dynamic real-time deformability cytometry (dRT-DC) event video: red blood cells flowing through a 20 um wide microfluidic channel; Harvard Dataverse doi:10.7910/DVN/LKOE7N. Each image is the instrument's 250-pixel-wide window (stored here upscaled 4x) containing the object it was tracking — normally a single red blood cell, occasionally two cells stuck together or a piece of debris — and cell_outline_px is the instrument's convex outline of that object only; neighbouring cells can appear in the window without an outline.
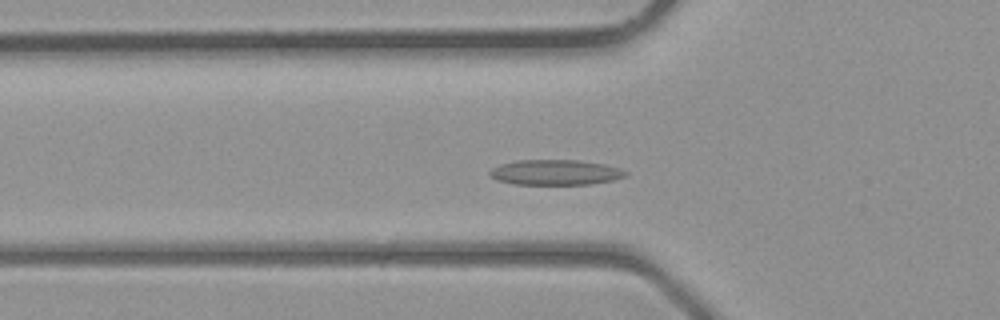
{"species": "common noctule bat (a hibernating species)", "species_latin": "Nyctalus noctula", "temperature_condition": "room temperature", "stored_images_in_passage": 35, "camera_frame_rate_fps": 3000, "um_per_image_px": 0.085, "animal": {"sex": "male", "body_mass_g": 23.1, "forearm_length_mm": 52.7}, "frame": {"image": 1, "passage_image": 7, "time_ms": 2.0, "image_size_px": [1000, 320], "cell_outline_px": [[628, 176], [612, 180], [592, 184], [516, 184], [496, 180], [488, 172], [492, 168], [500, 164], [516, 160], [580, 160], [604, 164], [620, 168], [628, 172]], "centroid_in_image_um": [47.23, 14.64], "position_along_channel_um": 78.6, "area_um2": 20.06}}
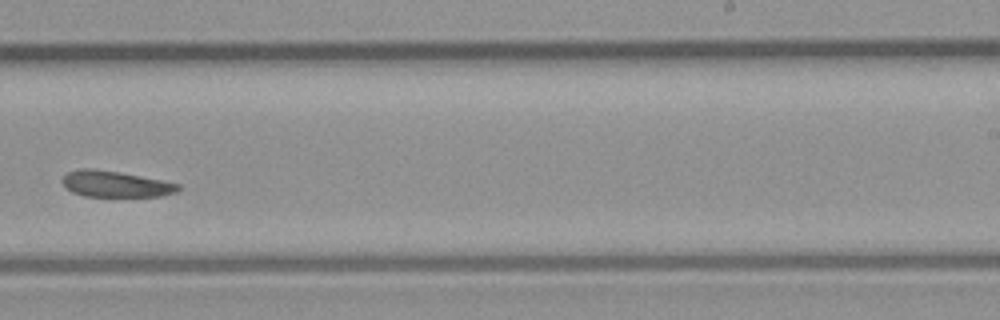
{"frame": {"image": 2, "passage_image": 19, "time_ms": 6.0, "image_size_px": [1000, 320], "cell_outline_px": [[180, 188], [176, 192], [160, 196], [84, 196], [72, 192], [60, 180], [68, 172], [80, 168], [92, 168], [120, 172], [180, 184]], "centroid_in_image_um": [9.79, 15.64], "position_along_channel_um": 279.2, "area_um2": 17.46}}
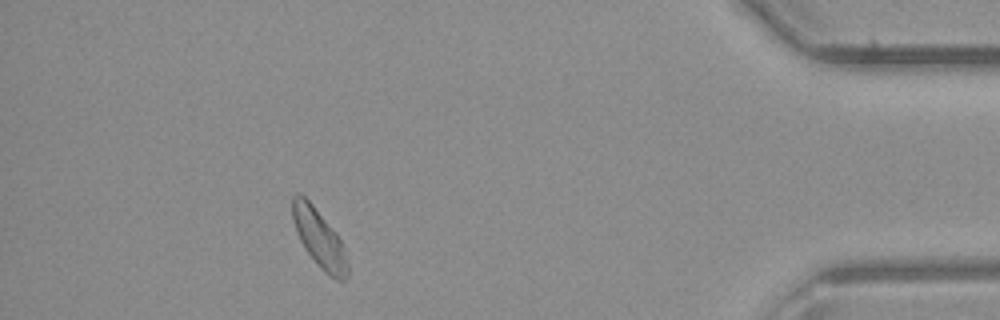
{"frame": {"image": 3, "passage_image": 30, "time_ms": 9.667, "image_size_px": [1000, 320], "cell_outline_px": [[348, 276], [344, 280], [336, 280], [324, 272], [316, 264], [304, 248], [300, 240], [292, 220], [292, 196], [296, 192], [300, 192], [312, 204], [340, 240], [348, 264]], "centroid_in_image_um": [27.1, 20.27], "position_along_channel_um": 408.1, "area_um2": 18.38}}